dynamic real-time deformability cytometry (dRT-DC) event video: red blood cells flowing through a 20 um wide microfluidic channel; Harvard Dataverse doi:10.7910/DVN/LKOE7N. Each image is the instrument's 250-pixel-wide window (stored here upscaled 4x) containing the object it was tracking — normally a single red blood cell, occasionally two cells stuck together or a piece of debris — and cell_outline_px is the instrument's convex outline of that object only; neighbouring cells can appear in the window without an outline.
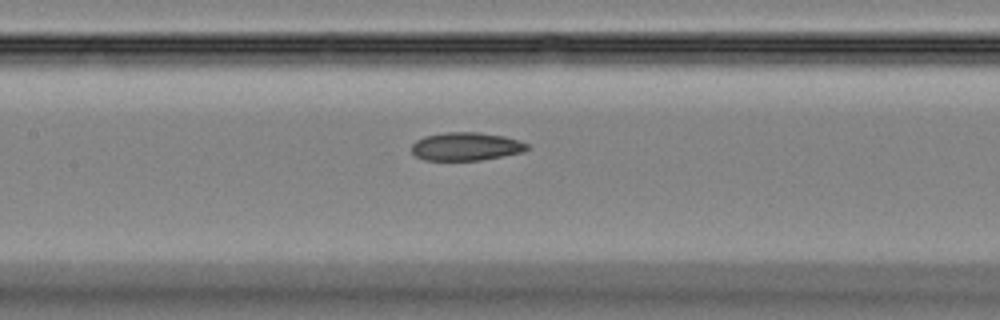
{"species": "Egyptian fruit bat (a non-hibernating species)", "species_latin": "Rousettus aegyptiacus", "temperature_condition": "room temperature", "stored_images_in_passage": 45, "camera_frame_rate_fps": 3000, "um_per_image_px": 0.085, "animal": {"sex": "female"}, "frame": {"image": 1, "passage_image": 21, "time_ms": 6.667, "image_size_px": [1000, 320], "cell_outline_px": [[532, 148], [524, 152], [480, 160], [424, 160], [416, 156], [412, 152], [412, 144], [416, 140], [424, 136], [444, 132], [476, 132], [504, 136], [520, 140], [528, 144]], "centroid_in_image_um": [39.64, 12.44], "position_along_channel_um": 167.8, "area_um2": 19.13}}
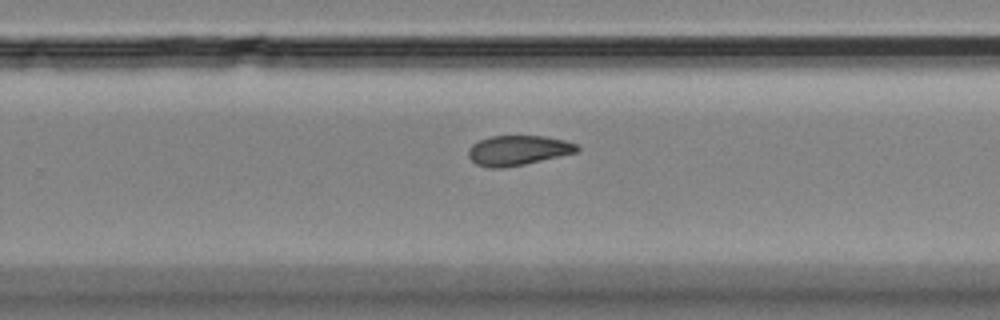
{"frame": {"image": 2, "passage_image": 29, "time_ms": 9.333, "image_size_px": [1000, 320], "cell_outline_px": [[580, 148], [576, 152], [524, 164], [504, 168], [488, 168], [476, 164], [468, 156], [468, 148], [472, 144], [488, 136], [548, 136], [564, 140], [576, 144]], "centroid_in_image_um": [43.99, 12.77], "position_along_channel_um": 285.8, "area_um2": 18.9}}
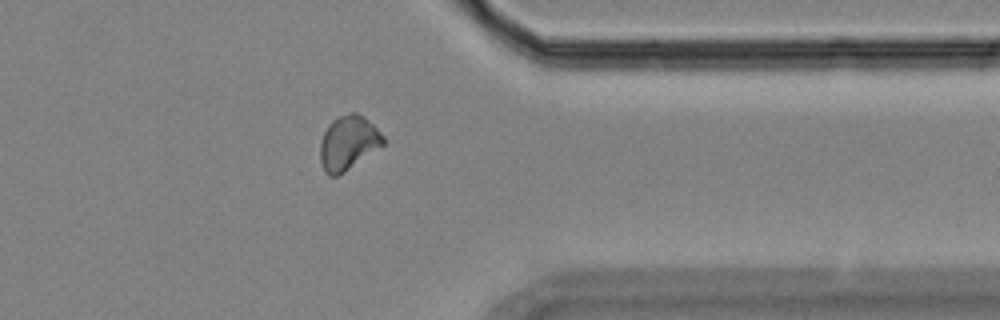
{"frame": {"image": 3, "passage_image": 36, "time_ms": 11.667, "image_size_px": [1000, 320], "cell_outline_px": [[384, 144], [344, 172], [336, 176], [328, 176], [324, 172], [320, 160], [320, 144], [324, 132], [328, 124], [336, 116], [352, 112], [356, 112], [364, 116], [384, 136]], "centroid_in_image_um": [29.57, 12.13], "position_along_channel_um": 381.8, "area_um2": 19.88}}